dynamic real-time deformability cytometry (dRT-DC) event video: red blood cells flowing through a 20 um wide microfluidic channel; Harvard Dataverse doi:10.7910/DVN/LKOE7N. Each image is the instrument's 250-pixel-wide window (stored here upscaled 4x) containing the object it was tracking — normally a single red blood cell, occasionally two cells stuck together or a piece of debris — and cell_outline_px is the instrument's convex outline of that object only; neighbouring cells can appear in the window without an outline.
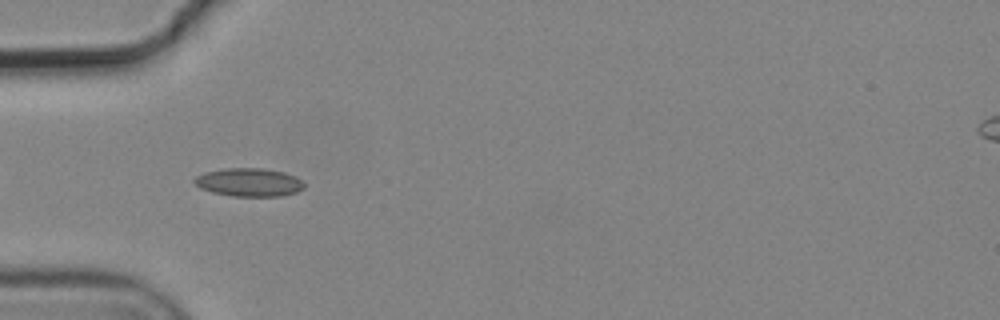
{"species": "common noctule bat (a hibernating species)", "species_latin": "Nyctalus noctula", "temperature_condition": "cold", "stored_images_in_passage": 7, "camera_frame_rate_fps": 3000, "um_per_image_px": 0.085, "animal": {"sex": "male", "body_mass_g": 19.2, "forearm_length_mm": 51.8}, "frame": {"image": 1, "passage_image": 6, "time_ms": 1.667, "image_size_px": [1000, 320], "cell_outline_px": [[304, 188], [296, 192], [280, 196], [232, 196], [212, 192], [200, 188], [192, 180], [196, 176], [204, 172], [228, 168], [260, 168], [284, 172], [296, 176], [304, 184]], "centroid_in_image_um": [21.15, 15.49], "position_along_channel_um": 63.8, "area_um2": 18.03}}
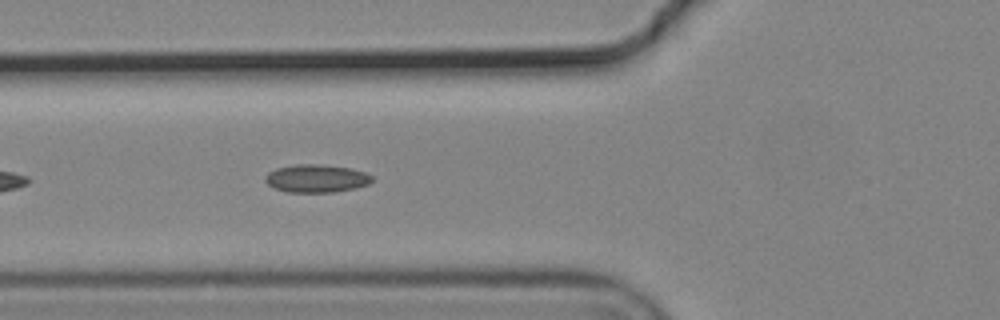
{"frame": {"image": 2, "passage_image": 7, "time_ms": 2.0, "image_size_px": [1000, 320], "cell_outline_px": [[372, 180], [368, 184], [356, 188], [332, 192], [288, 192], [276, 188], [268, 184], [264, 180], [264, 176], [268, 172], [276, 168], [296, 164], [320, 164], [348, 168], [364, 172], [372, 176]], "centroid_in_image_um": [26.86, 15.16], "position_along_channel_um": 98.9, "area_um2": 17.28}}